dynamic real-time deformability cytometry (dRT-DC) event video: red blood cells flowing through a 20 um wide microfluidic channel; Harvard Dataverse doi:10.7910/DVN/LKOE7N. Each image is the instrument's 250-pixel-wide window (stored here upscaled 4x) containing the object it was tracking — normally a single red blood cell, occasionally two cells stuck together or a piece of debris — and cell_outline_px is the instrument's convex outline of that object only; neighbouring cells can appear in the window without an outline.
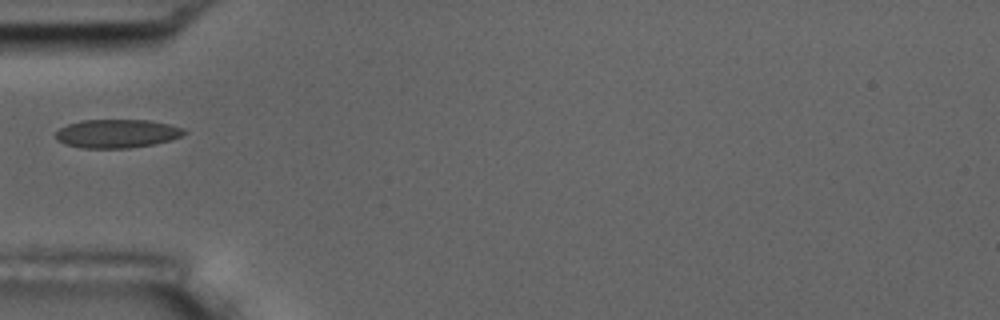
{"species": "common noctule bat (a hibernating species)", "species_latin": "Nyctalus noctula", "temperature_condition": "room temperature", "stored_images_in_passage": 4, "camera_frame_rate_fps": 3000, "um_per_image_px": 0.085, "animal": {"sex": "male", "body_mass_g": 17.5, "forearm_length_mm": 52.3}, "frame": {"image": 1, "passage_image": 2, "time_ms": 1.0, "image_size_px": [1000, 320], "cell_outline_px": [[188, 132], [180, 136], [156, 144], [128, 148], [80, 148], [64, 144], [56, 140], [56, 132], [60, 128], [68, 124], [80, 120], [148, 120], [168, 124], [184, 128]], "centroid_in_image_um": [9.92, 11.36], "position_along_channel_um": 75.1, "area_um2": 21.44}}